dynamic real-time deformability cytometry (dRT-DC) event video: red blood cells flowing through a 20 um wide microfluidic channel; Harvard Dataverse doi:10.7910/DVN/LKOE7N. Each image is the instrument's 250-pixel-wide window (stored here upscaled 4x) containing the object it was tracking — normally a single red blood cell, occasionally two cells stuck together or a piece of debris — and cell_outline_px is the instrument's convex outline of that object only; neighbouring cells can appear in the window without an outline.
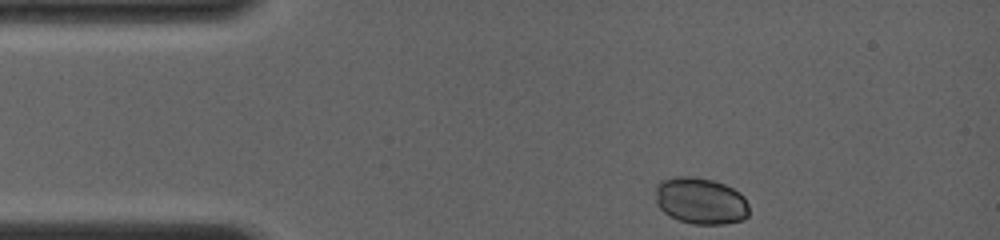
{"species": "common noctule bat (a hibernating species)", "species_latin": "Nyctalus noctula", "temperature_condition": "room temperature", "stored_images_in_passage": 23, "camera_frame_rate_fps": 4000, "um_per_image_px": 0.085, "animal": {"sex": "female", "body_mass_g": 19.0, "forearm_length_mm": 56.7}, "frame": {"image": 1, "passage_image": 1, "time_ms": 0.0, "image_size_px": [1000, 240], "cell_outline_px": [[748, 216], [744, 220], [724, 224], [692, 224], [680, 220], [664, 212], [656, 204], [656, 184], [660, 180], [676, 176], [692, 176], [712, 180], [724, 184], [740, 192], [744, 196], [748, 204]], "centroid_in_image_um": [59.56, 17.07], "position_along_channel_um": 25.4, "area_um2": 25.61}}
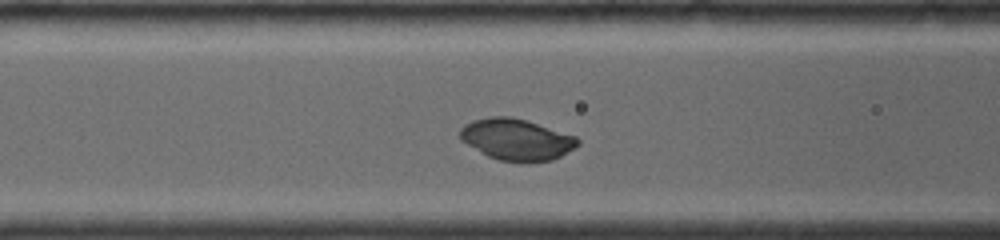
{"frame": {"image": 2, "passage_image": 15, "time_ms": 3.75, "image_size_px": [1000, 240], "cell_outline_px": [[580, 144], [560, 156], [552, 160], [520, 164], [500, 160], [488, 156], [460, 140], [460, 128], [464, 124], [472, 120], [492, 116], [508, 116], [524, 120], [576, 136], [580, 140]], "centroid_in_image_um": [43.89, 11.87], "position_along_channel_um": 122.7, "area_um2": 28.44}}
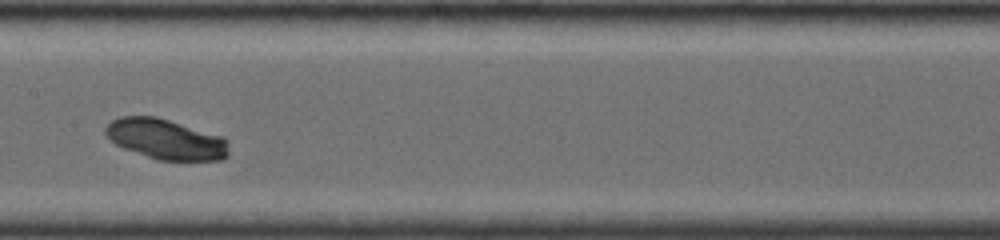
{"frame": {"image": 3, "passage_image": 22, "time_ms": 5.5, "image_size_px": [1000, 240], "cell_outline_px": [[228, 156], [224, 160], [156, 160], [124, 148], [116, 144], [104, 132], [104, 128], [112, 120], [120, 116], [156, 116], [224, 136], [228, 140]], "centroid_in_image_um": [14.13, 11.83], "position_along_channel_um": 193.3, "area_um2": 29.13}}